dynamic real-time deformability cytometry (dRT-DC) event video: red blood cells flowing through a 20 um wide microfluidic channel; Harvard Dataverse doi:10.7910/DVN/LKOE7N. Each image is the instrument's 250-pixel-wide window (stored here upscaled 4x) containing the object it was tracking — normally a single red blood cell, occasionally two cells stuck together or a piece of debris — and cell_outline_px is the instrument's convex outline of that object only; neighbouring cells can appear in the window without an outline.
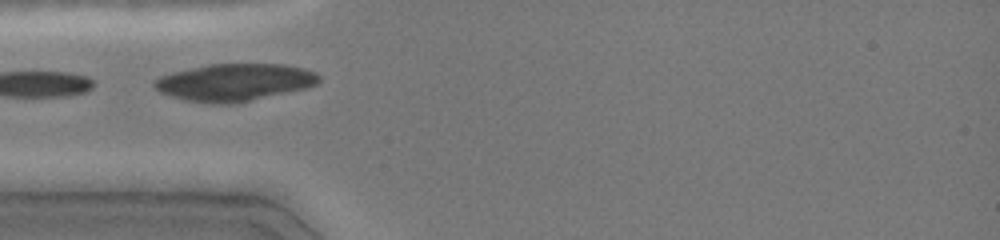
{"species": "common noctule bat (a hibernating species)", "species_latin": "Nyctalus noctula", "temperature_condition": "cold", "stored_images_in_passage": 24, "camera_frame_rate_fps": 3000, "um_per_image_px": 0.085, "animal": {"sex": "female", "body_mass_g": 19.0, "forearm_length_mm": 51.5}, "frame": {"image": 1, "passage_image": 1, "time_ms": 0.0, "image_size_px": [1000, 240], "cell_outline_px": [[320, 80], [316, 84], [308, 88], [236, 104], [212, 104], [184, 100], [160, 92], [152, 84], [152, 80], [160, 76], [172, 72], [208, 64], [284, 64], [304, 68], [316, 72], [320, 76]], "centroid_in_image_um": [19.95, 7.0], "position_along_channel_um": 65.1, "area_um2": 36.18}}